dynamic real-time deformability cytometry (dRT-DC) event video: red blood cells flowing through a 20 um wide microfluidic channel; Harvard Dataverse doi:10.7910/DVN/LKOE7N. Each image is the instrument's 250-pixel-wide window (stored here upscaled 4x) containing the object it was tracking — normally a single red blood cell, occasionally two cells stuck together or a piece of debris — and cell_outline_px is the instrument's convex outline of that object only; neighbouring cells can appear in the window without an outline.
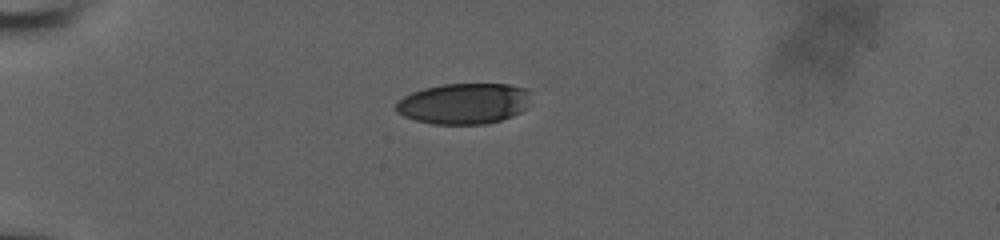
{"species": "human", "species_latin": "Homo sapiens", "temperature_condition": "room temperature", "stored_images_in_passage": 11, "camera_frame_rate_fps": 3000, "um_per_image_px": 0.085, "donor": {"sex": "male"}, "frame": {"image": 1, "passage_image": 1, "time_ms": 0.0, "image_size_px": [1000, 240], "cell_outline_px": [[528, 108], [512, 116], [500, 120], [484, 124], [432, 124], [416, 120], [404, 116], [396, 112], [396, 100], [412, 92], [424, 88], [444, 84], [508, 84], [528, 88]], "centroid_in_image_um": [39.42, 8.8], "position_along_channel_um": 45.6, "area_um2": 32.19}}
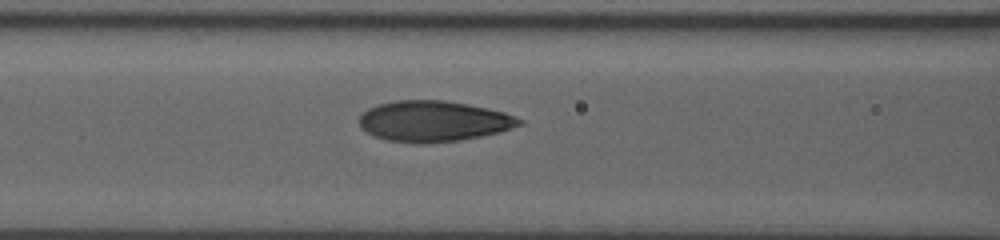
{"frame": {"image": 2, "passage_image": 7, "time_ms": 3.333, "image_size_px": [1000, 240], "cell_outline_px": [[524, 124], [500, 132], [460, 140], [388, 140], [376, 136], [368, 132], [360, 124], [360, 116], [368, 108], [380, 104], [396, 100], [444, 100], [468, 104], [488, 108], [504, 112], [516, 116], [524, 120]], "centroid_in_image_um": [36.94, 10.25], "position_along_channel_um": 129.7, "area_um2": 36.88}}
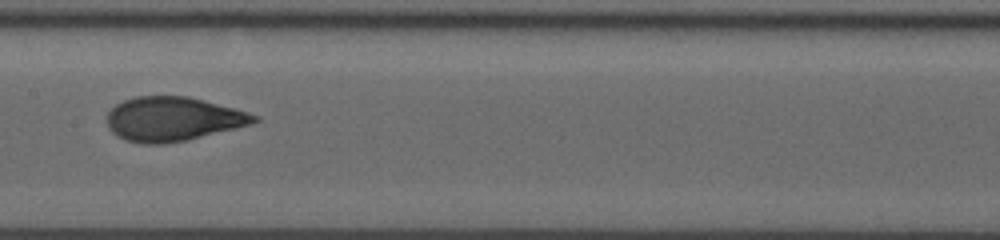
{"frame": {"image": 3, "passage_image": 10, "time_ms": 5.0, "image_size_px": [1000, 240], "cell_outline_px": [[260, 120], [236, 128], [184, 140], [164, 144], [140, 144], [124, 140], [116, 136], [108, 128], [108, 112], [116, 104], [124, 100], [136, 96], [188, 96], [248, 112], [260, 116]], "centroid_in_image_um": [14.66, 10.12], "position_along_channel_um": 192.7, "area_um2": 37.69}}